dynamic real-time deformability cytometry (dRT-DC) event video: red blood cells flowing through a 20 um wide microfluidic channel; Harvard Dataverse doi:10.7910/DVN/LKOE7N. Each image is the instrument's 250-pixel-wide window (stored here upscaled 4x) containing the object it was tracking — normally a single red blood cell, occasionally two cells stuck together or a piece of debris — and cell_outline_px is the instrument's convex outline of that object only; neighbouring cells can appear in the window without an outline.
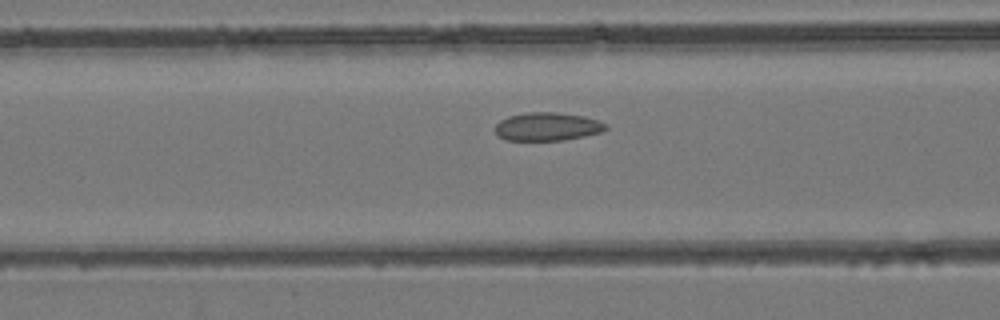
{"species": "common noctule bat (a hibernating species)", "species_latin": "Nyctalus noctula", "temperature_condition": "room temperature", "stored_images_in_passage": 32, "camera_frame_rate_fps": 3000, "um_per_image_px": 0.085, "animal": {"sex": "female", "body_mass_g": 24.6, "forearm_length_mm": 56.2}, "frame": {"image": 1, "passage_image": 8, "time_ms": 2.333, "image_size_px": [1000, 320], "cell_outline_px": [[608, 128], [600, 132], [584, 136], [564, 140], [504, 140], [496, 132], [496, 124], [500, 120], [508, 116], [528, 112], [556, 112], [584, 116], [608, 124]], "centroid_in_image_um": [46.53, 10.75], "position_along_channel_um": 120.1, "area_um2": 18.15}}
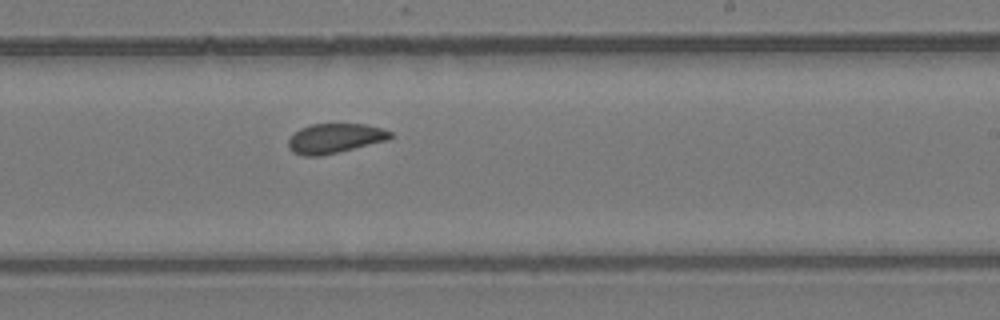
{"frame": {"image": 2, "passage_image": 18, "time_ms": 5.667, "image_size_px": [1000, 320], "cell_outline_px": [[392, 136], [388, 140], [320, 156], [304, 156], [292, 152], [288, 148], [288, 140], [300, 128], [312, 124], [364, 124], [380, 128], [392, 132]], "centroid_in_image_um": [28.44, 11.76], "position_along_channel_um": 260.6, "area_um2": 17.46}}
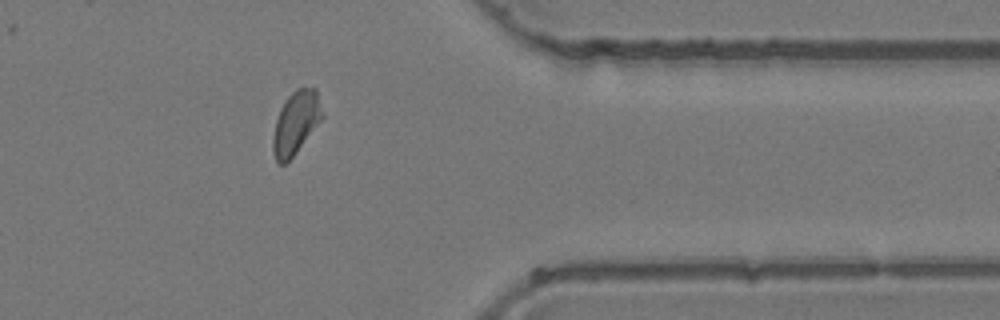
{"frame": {"image": 3, "passage_image": 28, "time_ms": 9.0, "image_size_px": [1000, 320], "cell_outline_px": [[324, 116], [296, 152], [284, 164], [280, 164], [276, 160], [272, 148], [272, 140], [276, 120], [280, 108], [284, 100], [296, 88], [316, 88]], "centroid_in_image_um": [25.14, 10.4], "position_along_channel_um": 386.3, "area_um2": 17.86}}